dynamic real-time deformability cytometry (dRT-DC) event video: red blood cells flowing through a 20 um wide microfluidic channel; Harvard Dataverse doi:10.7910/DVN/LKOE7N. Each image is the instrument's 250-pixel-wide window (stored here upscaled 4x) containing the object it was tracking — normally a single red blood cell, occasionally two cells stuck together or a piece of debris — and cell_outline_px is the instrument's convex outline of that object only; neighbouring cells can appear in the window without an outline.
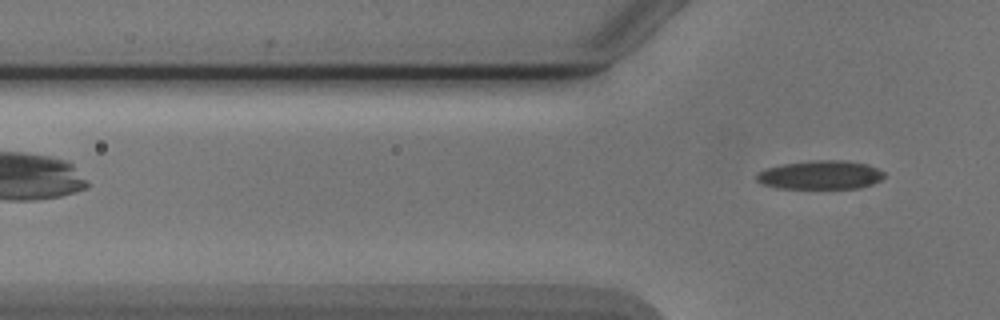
{"species": "Egyptian fruit bat (a non-hibernating species)", "species_latin": "Rousettus aegyptiacus", "temperature_condition": "cold", "stored_images_in_passage": 3, "camera_frame_rate_fps": 3000, "um_per_image_px": 0.085, "animal": {"sex": "male"}, "frame": {"image": 1, "passage_image": 3, "time_ms": 3.333, "image_size_px": [1000, 320], "cell_outline_px": [[884, 176], [880, 180], [872, 184], [860, 188], [776, 188], [760, 184], [756, 180], [756, 172], [764, 168], [784, 164], [816, 160], [844, 160], [868, 164], [884, 172]], "centroid_in_image_um": [69.69, 14.87], "position_along_channel_um": 56.1, "area_um2": 21.5}}